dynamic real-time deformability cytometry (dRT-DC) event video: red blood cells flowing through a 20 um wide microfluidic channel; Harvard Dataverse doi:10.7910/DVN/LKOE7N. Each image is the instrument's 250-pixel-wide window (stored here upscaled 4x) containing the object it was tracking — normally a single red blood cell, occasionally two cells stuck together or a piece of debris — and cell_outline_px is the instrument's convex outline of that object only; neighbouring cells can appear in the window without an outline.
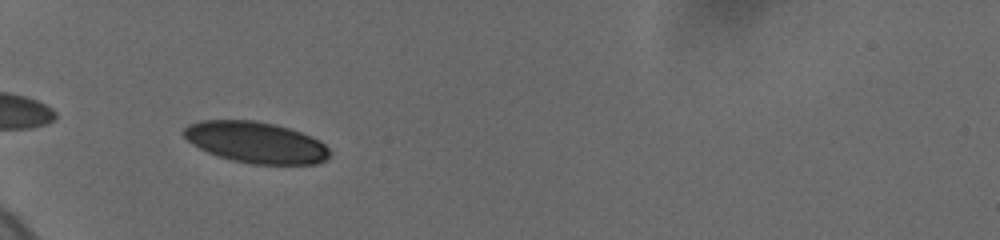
{"species": "human", "species_latin": "Homo sapiens", "temperature_condition": "cold", "stored_images_in_passage": 2, "camera_frame_rate_fps": 3000, "um_per_image_px": 0.085, "donor": {"sex": "female"}, "frame": {"image": 1, "passage_image": 1, "time_ms": 0.0, "image_size_px": [1000, 240], "cell_outline_px": [[332, 156], [328, 160], [316, 164], [252, 164], [232, 160], [216, 156], [192, 144], [184, 136], [184, 128], [188, 124], [200, 120], [256, 120], [276, 124], [312, 136], [320, 140], [332, 152]], "centroid_in_image_um": [21.79, 12.1], "position_along_channel_um": 63.2, "area_um2": 35.37}}